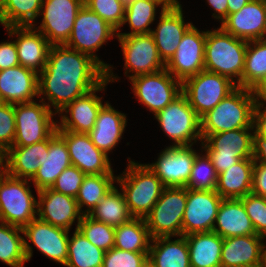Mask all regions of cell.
<instances>
[{"label":"cell","instance_id":"cell-1","mask_svg":"<svg viewBox=\"0 0 266 267\" xmlns=\"http://www.w3.org/2000/svg\"><path fill=\"white\" fill-rule=\"evenodd\" d=\"M105 80L106 70L89 55L65 45H51L45 67L38 74V97L57 114Z\"/></svg>","mask_w":266,"mask_h":267},{"label":"cell","instance_id":"cell-2","mask_svg":"<svg viewBox=\"0 0 266 267\" xmlns=\"http://www.w3.org/2000/svg\"><path fill=\"white\" fill-rule=\"evenodd\" d=\"M248 41L236 38L221 27L206 31L204 69L229 78L242 88Z\"/></svg>","mask_w":266,"mask_h":267},{"label":"cell","instance_id":"cell-3","mask_svg":"<svg viewBox=\"0 0 266 267\" xmlns=\"http://www.w3.org/2000/svg\"><path fill=\"white\" fill-rule=\"evenodd\" d=\"M128 160L127 168L116 177V182L124 194L130 215L145 218L159 200L164 186L145 163Z\"/></svg>","mask_w":266,"mask_h":267},{"label":"cell","instance_id":"cell-4","mask_svg":"<svg viewBox=\"0 0 266 267\" xmlns=\"http://www.w3.org/2000/svg\"><path fill=\"white\" fill-rule=\"evenodd\" d=\"M255 100L251 89L237 87L201 118V136L228 130L250 128Z\"/></svg>","mask_w":266,"mask_h":267},{"label":"cell","instance_id":"cell-5","mask_svg":"<svg viewBox=\"0 0 266 267\" xmlns=\"http://www.w3.org/2000/svg\"><path fill=\"white\" fill-rule=\"evenodd\" d=\"M116 32L103 18L84 4L77 14L71 36L65 46L92 57L106 70V80L109 83L117 82L119 77L114 75L113 66L105 63L95 53L107 41L117 37Z\"/></svg>","mask_w":266,"mask_h":267},{"label":"cell","instance_id":"cell-6","mask_svg":"<svg viewBox=\"0 0 266 267\" xmlns=\"http://www.w3.org/2000/svg\"><path fill=\"white\" fill-rule=\"evenodd\" d=\"M31 183L29 179L15 178L6 172L0 176L1 222L23 229L37 218L38 199L30 190Z\"/></svg>","mask_w":266,"mask_h":267},{"label":"cell","instance_id":"cell-7","mask_svg":"<svg viewBox=\"0 0 266 267\" xmlns=\"http://www.w3.org/2000/svg\"><path fill=\"white\" fill-rule=\"evenodd\" d=\"M253 125L250 128L209 134L201 142V152L211 159L217 175L240 160L252 157ZM203 147V148H202Z\"/></svg>","mask_w":266,"mask_h":267},{"label":"cell","instance_id":"cell-8","mask_svg":"<svg viewBox=\"0 0 266 267\" xmlns=\"http://www.w3.org/2000/svg\"><path fill=\"white\" fill-rule=\"evenodd\" d=\"M154 116L165 135L174 141L172 146H190L202 142L200 117L183 93Z\"/></svg>","mask_w":266,"mask_h":267},{"label":"cell","instance_id":"cell-9","mask_svg":"<svg viewBox=\"0 0 266 267\" xmlns=\"http://www.w3.org/2000/svg\"><path fill=\"white\" fill-rule=\"evenodd\" d=\"M186 202V187H164L159 200L144 218L152 239L182 236Z\"/></svg>","mask_w":266,"mask_h":267},{"label":"cell","instance_id":"cell-10","mask_svg":"<svg viewBox=\"0 0 266 267\" xmlns=\"http://www.w3.org/2000/svg\"><path fill=\"white\" fill-rule=\"evenodd\" d=\"M14 104L16 133L13 146H28L49 138L57 129L55 112L42 100Z\"/></svg>","mask_w":266,"mask_h":267},{"label":"cell","instance_id":"cell-11","mask_svg":"<svg viewBox=\"0 0 266 267\" xmlns=\"http://www.w3.org/2000/svg\"><path fill=\"white\" fill-rule=\"evenodd\" d=\"M237 88L229 78L206 70L186 79L182 93L201 118Z\"/></svg>","mask_w":266,"mask_h":267},{"label":"cell","instance_id":"cell-12","mask_svg":"<svg viewBox=\"0 0 266 267\" xmlns=\"http://www.w3.org/2000/svg\"><path fill=\"white\" fill-rule=\"evenodd\" d=\"M129 80L135 97L154 115L182 93V83L166 69Z\"/></svg>","mask_w":266,"mask_h":267},{"label":"cell","instance_id":"cell-13","mask_svg":"<svg viewBox=\"0 0 266 267\" xmlns=\"http://www.w3.org/2000/svg\"><path fill=\"white\" fill-rule=\"evenodd\" d=\"M23 235L26 237L24 251L27 261H30L33 255L30 241L48 259L65 266L68 257L69 230L53 226L37 217L23 228Z\"/></svg>","mask_w":266,"mask_h":267},{"label":"cell","instance_id":"cell-14","mask_svg":"<svg viewBox=\"0 0 266 267\" xmlns=\"http://www.w3.org/2000/svg\"><path fill=\"white\" fill-rule=\"evenodd\" d=\"M84 0H44L41 6L42 21L38 27L51 45H65L71 36L73 24Z\"/></svg>","mask_w":266,"mask_h":267},{"label":"cell","instance_id":"cell-15","mask_svg":"<svg viewBox=\"0 0 266 267\" xmlns=\"http://www.w3.org/2000/svg\"><path fill=\"white\" fill-rule=\"evenodd\" d=\"M117 40L121 45L125 60L124 75L128 79L165 69L151 33L117 36Z\"/></svg>","mask_w":266,"mask_h":267},{"label":"cell","instance_id":"cell-16","mask_svg":"<svg viewBox=\"0 0 266 267\" xmlns=\"http://www.w3.org/2000/svg\"><path fill=\"white\" fill-rule=\"evenodd\" d=\"M190 146H166L154 163L146 164L164 187H186L199 152Z\"/></svg>","mask_w":266,"mask_h":267},{"label":"cell","instance_id":"cell-17","mask_svg":"<svg viewBox=\"0 0 266 267\" xmlns=\"http://www.w3.org/2000/svg\"><path fill=\"white\" fill-rule=\"evenodd\" d=\"M222 199L215 190L187 188L182 235L212 232Z\"/></svg>","mask_w":266,"mask_h":267},{"label":"cell","instance_id":"cell-18","mask_svg":"<svg viewBox=\"0 0 266 267\" xmlns=\"http://www.w3.org/2000/svg\"><path fill=\"white\" fill-rule=\"evenodd\" d=\"M206 31L192 25L184 34L177 50L165 69L183 83L204 69Z\"/></svg>","mask_w":266,"mask_h":267},{"label":"cell","instance_id":"cell-19","mask_svg":"<svg viewBox=\"0 0 266 267\" xmlns=\"http://www.w3.org/2000/svg\"><path fill=\"white\" fill-rule=\"evenodd\" d=\"M56 132L67 144L71 164L85 175L114 174L109 156L93 144L88 133H76L58 128Z\"/></svg>","mask_w":266,"mask_h":267},{"label":"cell","instance_id":"cell-20","mask_svg":"<svg viewBox=\"0 0 266 267\" xmlns=\"http://www.w3.org/2000/svg\"><path fill=\"white\" fill-rule=\"evenodd\" d=\"M108 83L105 80L100 86L75 99L58 112L61 120H57V128L76 133H89L95 125L99 110L104 105L102 97L97 96L96 92L104 91Z\"/></svg>","mask_w":266,"mask_h":267},{"label":"cell","instance_id":"cell-21","mask_svg":"<svg viewBox=\"0 0 266 267\" xmlns=\"http://www.w3.org/2000/svg\"><path fill=\"white\" fill-rule=\"evenodd\" d=\"M37 217L53 226L71 229L77 220L76 229L83 217L75 198L45 188L37 192Z\"/></svg>","mask_w":266,"mask_h":267},{"label":"cell","instance_id":"cell-22","mask_svg":"<svg viewBox=\"0 0 266 267\" xmlns=\"http://www.w3.org/2000/svg\"><path fill=\"white\" fill-rule=\"evenodd\" d=\"M220 27L246 41L266 39V0H251L238 12L229 14Z\"/></svg>","mask_w":266,"mask_h":267},{"label":"cell","instance_id":"cell-23","mask_svg":"<svg viewBox=\"0 0 266 267\" xmlns=\"http://www.w3.org/2000/svg\"><path fill=\"white\" fill-rule=\"evenodd\" d=\"M158 25L152 29L158 54L166 65L175 54L185 32L193 23H185L182 5L167 7L161 10Z\"/></svg>","mask_w":266,"mask_h":267},{"label":"cell","instance_id":"cell-24","mask_svg":"<svg viewBox=\"0 0 266 267\" xmlns=\"http://www.w3.org/2000/svg\"><path fill=\"white\" fill-rule=\"evenodd\" d=\"M9 37L17 36L15 41L21 66L39 74L48 60L51 44L33 26H13L5 28Z\"/></svg>","mask_w":266,"mask_h":267},{"label":"cell","instance_id":"cell-25","mask_svg":"<svg viewBox=\"0 0 266 267\" xmlns=\"http://www.w3.org/2000/svg\"><path fill=\"white\" fill-rule=\"evenodd\" d=\"M264 238L258 234L223 238L221 267H263Z\"/></svg>","mask_w":266,"mask_h":267},{"label":"cell","instance_id":"cell-26","mask_svg":"<svg viewBox=\"0 0 266 267\" xmlns=\"http://www.w3.org/2000/svg\"><path fill=\"white\" fill-rule=\"evenodd\" d=\"M0 95L4 103L19 104L38 97V74L21 65L0 71Z\"/></svg>","mask_w":266,"mask_h":267},{"label":"cell","instance_id":"cell-27","mask_svg":"<svg viewBox=\"0 0 266 267\" xmlns=\"http://www.w3.org/2000/svg\"><path fill=\"white\" fill-rule=\"evenodd\" d=\"M126 114L115 110L108 101L98 112L95 125L88 133L93 144L107 156L122 139L127 123Z\"/></svg>","mask_w":266,"mask_h":267},{"label":"cell","instance_id":"cell-28","mask_svg":"<svg viewBox=\"0 0 266 267\" xmlns=\"http://www.w3.org/2000/svg\"><path fill=\"white\" fill-rule=\"evenodd\" d=\"M48 155V138L28 146H12L4 153L5 172L15 178L31 180Z\"/></svg>","mask_w":266,"mask_h":267},{"label":"cell","instance_id":"cell-29","mask_svg":"<svg viewBox=\"0 0 266 267\" xmlns=\"http://www.w3.org/2000/svg\"><path fill=\"white\" fill-rule=\"evenodd\" d=\"M71 165L67 144L55 131L48 138V155L45 156L37 173L30 181H33L37 192L51 188L63 170Z\"/></svg>","mask_w":266,"mask_h":267},{"label":"cell","instance_id":"cell-30","mask_svg":"<svg viewBox=\"0 0 266 267\" xmlns=\"http://www.w3.org/2000/svg\"><path fill=\"white\" fill-rule=\"evenodd\" d=\"M213 232L222 238L254 235L256 231L241 199H222Z\"/></svg>","mask_w":266,"mask_h":267},{"label":"cell","instance_id":"cell-31","mask_svg":"<svg viewBox=\"0 0 266 267\" xmlns=\"http://www.w3.org/2000/svg\"><path fill=\"white\" fill-rule=\"evenodd\" d=\"M153 238L148 254V267H190L185 236Z\"/></svg>","mask_w":266,"mask_h":267},{"label":"cell","instance_id":"cell-32","mask_svg":"<svg viewBox=\"0 0 266 267\" xmlns=\"http://www.w3.org/2000/svg\"><path fill=\"white\" fill-rule=\"evenodd\" d=\"M253 167V158L233 164L218 175L215 191L223 199H240L251 193Z\"/></svg>","mask_w":266,"mask_h":267},{"label":"cell","instance_id":"cell-33","mask_svg":"<svg viewBox=\"0 0 266 267\" xmlns=\"http://www.w3.org/2000/svg\"><path fill=\"white\" fill-rule=\"evenodd\" d=\"M190 267H221L223 238L215 232L192 233L185 236Z\"/></svg>","mask_w":266,"mask_h":267},{"label":"cell","instance_id":"cell-34","mask_svg":"<svg viewBox=\"0 0 266 267\" xmlns=\"http://www.w3.org/2000/svg\"><path fill=\"white\" fill-rule=\"evenodd\" d=\"M152 237L144 218L132 217L115 227L114 247L130 252H149Z\"/></svg>","mask_w":266,"mask_h":267},{"label":"cell","instance_id":"cell-35","mask_svg":"<svg viewBox=\"0 0 266 267\" xmlns=\"http://www.w3.org/2000/svg\"><path fill=\"white\" fill-rule=\"evenodd\" d=\"M88 215L112 227L120 226L132 218L124 194L117 186L108 191Z\"/></svg>","mask_w":266,"mask_h":267},{"label":"cell","instance_id":"cell-36","mask_svg":"<svg viewBox=\"0 0 266 267\" xmlns=\"http://www.w3.org/2000/svg\"><path fill=\"white\" fill-rule=\"evenodd\" d=\"M165 10L168 6L161 0H135L125 8L123 25L128 22L130 32L120 33L117 36H129L135 34H148L152 29L149 27L156 18L157 7Z\"/></svg>","mask_w":266,"mask_h":267},{"label":"cell","instance_id":"cell-37","mask_svg":"<svg viewBox=\"0 0 266 267\" xmlns=\"http://www.w3.org/2000/svg\"><path fill=\"white\" fill-rule=\"evenodd\" d=\"M105 251L92 244L77 228L69 236L66 267H102Z\"/></svg>","mask_w":266,"mask_h":267},{"label":"cell","instance_id":"cell-38","mask_svg":"<svg viewBox=\"0 0 266 267\" xmlns=\"http://www.w3.org/2000/svg\"><path fill=\"white\" fill-rule=\"evenodd\" d=\"M44 0H3L0 24L5 28L33 26Z\"/></svg>","mask_w":266,"mask_h":267},{"label":"cell","instance_id":"cell-39","mask_svg":"<svg viewBox=\"0 0 266 267\" xmlns=\"http://www.w3.org/2000/svg\"><path fill=\"white\" fill-rule=\"evenodd\" d=\"M114 174L86 175L76 196L79 209L83 214L89 212L104 198L116 183ZM87 208L84 210L83 207ZM83 209V210H82Z\"/></svg>","mask_w":266,"mask_h":267},{"label":"cell","instance_id":"cell-40","mask_svg":"<svg viewBox=\"0 0 266 267\" xmlns=\"http://www.w3.org/2000/svg\"><path fill=\"white\" fill-rule=\"evenodd\" d=\"M23 229L0 221V261L11 267H24Z\"/></svg>","mask_w":266,"mask_h":267},{"label":"cell","instance_id":"cell-41","mask_svg":"<svg viewBox=\"0 0 266 267\" xmlns=\"http://www.w3.org/2000/svg\"><path fill=\"white\" fill-rule=\"evenodd\" d=\"M266 75V39L248 41L242 88L252 89Z\"/></svg>","mask_w":266,"mask_h":267},{"label":"cell","instance_id":"cell-42","mask_svg":"<svg viewBox=\"0 0 266 267\" xmlns=\"http://www.w3.org/2000/svg\"><path fill=\"white\" fill-rule=\"evenodd\" d=\"M78 229L96 247L107 252L114 247L115 227L91 218L84 214Z\"/></svg>","mask_w":266,"mask_h":267},{"label":"cell","instance_id":"cell-43","mask_svg":"<svg viewBox=\"0 0 266 267\" xmlns=\"http://www.w3.org/2000/svg\"><path fill=\"white\" fill-rule=\"evenodd\" d=\"M203 153H199L193 163L191 175L186 188L194 190H215L217 185V173L211 159Z\"/></svg>","mask_w":266,"mask_h":267},{"label":"cell","instance_id":"cell-44","mask_svg":"<svg viewBox=\"0 0 266 267\" xmlns=\"http://www.w3.org/2000/svg\"><path fill=\"white\" fill-rule=\"evenodd\" d=\"M84 4L120 32L125 18V7L121 0H84Z\"/></svg>","mask_w":266,"mask_h":267},{"label":"cell","instance_id":"cell-45","mask_svg":"<svg viewBox=\"0 0 266 267\" xmlns=\"http://www.w3.org/2000/svg\"><path fill=\"white\" fill-rule=\"evenodd\" d=\"M149 252H130L112 249L105 252L102 267H148Z\"/></svg>","mask_w":266,"mask_h":267},{"label":"cell","instance_id":"cell-46","mask_svg":"<svg viewBox=\"0 0 266 267\" xmlns=\"http://www.w3.org/2000/svg\"><path fill=\"white\" fill-rule=\"evenodd\" d=\"M250 217L256 234L266 236V198L253 193L240 198Z\"/></svg>","mask_w":266,"mask_h":267},{"label":"cell","instance_id":"cell-47","mask_svg":"<svg viewBox=\"0 0 266 267\" xmlns=\"http://www.w3.org/2000/svg\"><path fill=\"white\" fill-rule=\"evenodd\" d=\"M86 175L76 166H69L58 176L51 189L64 195L76 198Z\"/></svg>","mask_w":266,"mask_h":267},{"label":"cell","instance_id":"cell-48","mask_svg":"<svg viewBox=\"0 0 266 267\" xmlns=\"http://www.w3.org/2000/svg\"><path fill=\"white\" fill-rule=\"evenodd\" d=\"M16 133L14 104L0 105V151L5 153L13 146Z\"/></svg>","mask_w":266,"mask_h":267},{"label":"cell","instance_id":"cell-49","mask_svg":"<svg viewBox=\"0 0 266 267\" xmlns=\"http://www.w3.org/2000/svg\"><path fill=\"white\" fill-rule=\"evenodd\" d=\"M20 65L15 41L0 43V71Z\"/></svg>","mask_w":266,"mask_h":267},{"label":"cell","instance_id":"cell-50","mask_svg":"<svg viewBox=\"0 0 266 267\" xmlns=\"http://www.w3.org/2000/svg\"><path fill=\"white\" fill-rule=\"evenodd\" d=\"M251 193L266 198V163L254 162Z\"/></svg>","mask_w":266,"mask_h":267},{"label":"cell","instance_id":"cell-51","mask_svg":"<svg viewBox=\"0 0 266 267\" xmlns=\"http://www.w3.org/2000/svg\"><path fill=\"white\" fill-rule=\"evenodd\" d=\"M252 125L258 137L266 138V105L254 106Z\"/></svg>","mask_w":266,"mask_h":267},{"label":"cell","instance_id":"cell-52","mask_svg":"<svg viewBox=\"0 0 266 267\" xmlns=\"http://www.w3.org/2000/svg\"><path fill=\"white\" fill-rule=\"evenodd\" d=\"M252 157L254 162L266 163V138L253 134Z\"/></svg>","mask_w":266,"mask_h":267},{"label":"cell","instance_id":"cell-53","mask_svg":"<svg viewBox=\"0 0 266 267\" xmlns=\"http://www.w3.org/2000/svg\"><path fill=\"white\" fill-rule=\"evenodd\" d=\"M210 7L213 8L214 13L212 16L218 19L219 22L228 16L227 0H206Z\"/></svg>","mask_w":266,"mask_h":267},{"label":"cell","instance_id":"cell-54","mask_svg":"<svg viewBox=\"0 0 266 267\" xmlns=\"http://www.w3.org/2000/svg\"><path fill=\"white\" fill-rule=\"evenodd\" d=\"M255 105L266 104V75L251 89Z\"/></svg>","mask_w":266,"mask_h":267},{"label":"cell","instance_id":"cell-55","mask_svg":"<svg viewBox=\"0 0 266 267\" xmlns=\"http://www.w3.org/2000/svg\"><path fill=\"white\" fill-rule=\"evenodd\" d=\"M251 0H227L228 15L238 12Z\"/></svg>","mask_w":266,"mask_h":267},{"label":"cell","instance_id":"cell-56","mask_svg":"<svg viewBox=\"0 0 266 267\" xmlns=\"http://www.w3.org/2000/svg\"><path fill=\"white\" fill-rule=\"evenodd\" d=\"M161 1L164 2L168 7L181 5L179 0H161Z\"/></svg>","mask_w":266,"mask_h":267},{"label":"cell","instance_id":"cell-57","mask_svg":"<svg viewBox=\"0 0 266 267\" xmlns=\"http://www.w3.org/2000/svg\"><path fill=\"white\" fill-rule=\"evenodd\" d=\"M5 172L4 153L0 151V176Z\"/></svg>","mask_w":266,"mask_h":267},{"label":"cell","instance_id":"cell-58","mask_svg":"<svg viewBox=\"0 0 266 267\" xmlns=\"http://www.w3.org/2000/svg\"><path fill=\"white\" fill-rule=\"evenodd\" d=\"M135 0H121L123 3L124 7L126 8L127 6L131 5Z\"/></svg>","mask_w":266,"mask_h":267},{"label":"cell","instance_id":"cell-59","mask_svg":"<svg viewBox=\"0 0 266 267\" xmlns=\"http://www.w3.org/2000/svg\"><path fill=\"white\" fill-rule=\"evenodd\" d=\"M263 267H266V249H265V255H264V265Z\"/></svg>","mask_w":266,"mask_h":267},{"label":"cell","instance_id":"cell-60","mask_svg":"<svg viewBox=\"0 0 266 267\" xmlns=\"http://www.w3.org/2000/svg\"><path fill=\"white\" fill-rule=\"evenodd\" d=\"M2 4H3V0H0V13H1V9H2Z\"/></svg>","mask_w":266,"mask_h":267},{"label":"cell","instance_id":"cell-61","mask_svg":"<svg viewBox=\"0 0 266 267\" xmlns=\"http://www.w3.org/2000/svg\"><path fill=\"white\" fill-rule=\"evenodd\" d=\"M3 103H4V101H3V99L1 98V95H0V105L3 104Z\"/></svg>","mask_w":266,"mask_h":267}]
</instances>
